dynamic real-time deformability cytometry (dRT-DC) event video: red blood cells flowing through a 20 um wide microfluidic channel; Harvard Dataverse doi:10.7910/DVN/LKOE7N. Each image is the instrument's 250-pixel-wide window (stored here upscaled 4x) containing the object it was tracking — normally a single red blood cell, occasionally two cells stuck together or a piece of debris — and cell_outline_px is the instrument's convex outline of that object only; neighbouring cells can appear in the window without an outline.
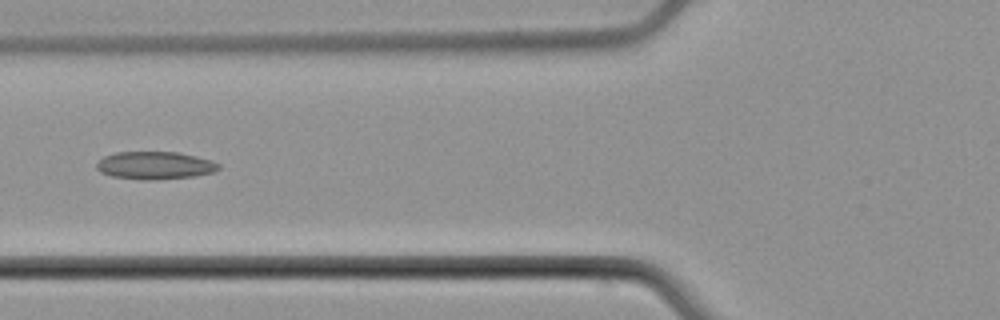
{"species": "common noctule bat (a hibernating species)", "species_latin": "Nyctalus noctula", "temperature_condition": "cold", "stored_images_in_passage": 7, "camera_frame_rate_fps": 3000, "um_per_image_px": 0.085, "animal": {"sex": "male", "body_mass_g": 21.5, "forearm_length_mm": 52.0}, "frame": {"image": 1, "passage_image": 6, "time_ms": 6.333, "image_size_px": [1000, 320], "cell_outline_px": [[220, 168], [212, 172], [196, 176], [156, 180], [144, 180], [112, 176], [100, 172], [96, 168], [96, 164], [104, 156], [116, 152], [180, 152], [212, 160], [220, 164]], "centroid_in_image_um": [13.18, 14.06], "position_along_channel_um": 112.6, "area_um2": 19.83}}
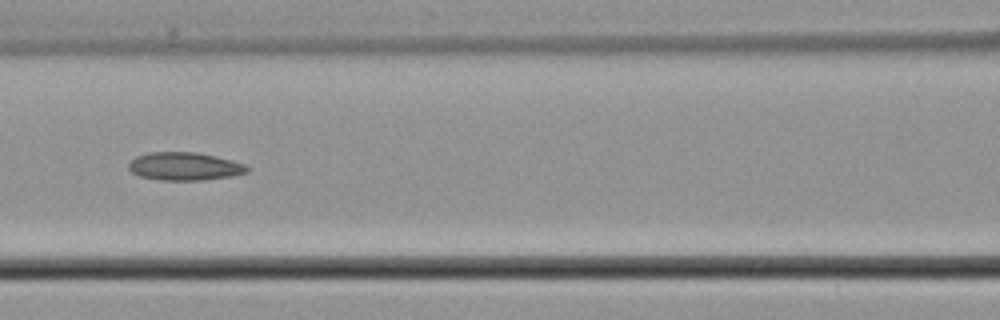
{"frame": {"image": 2, "passage_image": 7, "time_ms": 7.333, "image_size_px": [1000, 320], "cell_outline_px": [[248, 172], [232, 176], [204, 180], [160, 180], [140, 176], [132, 172], [128, 168], [128, 164], [136, 156], [148, 152], [200, 152], [232, 160], [244, 164], [248, 168]], "centroid_in_image_um": [15.69, 14.13], "position_along_channel_um": 150.9, "area_um2": 19.42}}